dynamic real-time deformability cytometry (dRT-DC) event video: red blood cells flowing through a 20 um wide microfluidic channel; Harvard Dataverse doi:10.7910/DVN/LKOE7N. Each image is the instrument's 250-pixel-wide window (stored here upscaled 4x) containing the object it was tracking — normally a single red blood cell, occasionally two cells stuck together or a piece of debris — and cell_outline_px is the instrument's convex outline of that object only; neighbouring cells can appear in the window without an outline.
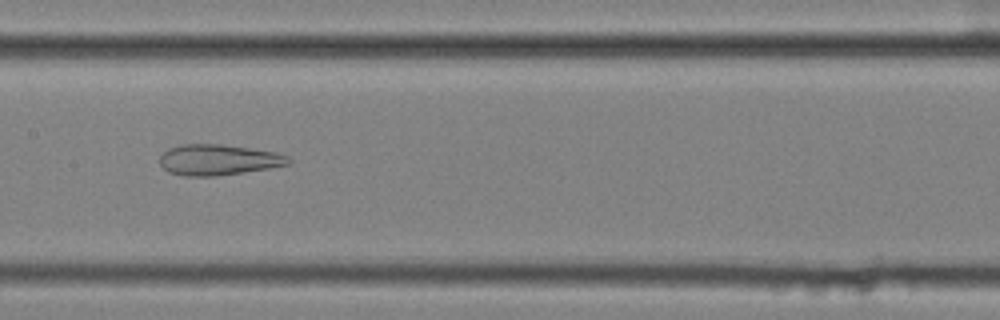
{"species": "common noctule bat (a hibernating species)", "species_latin": "Nyctalus noctula", "temperature_condition": "cold", "stored_images_in_passage": 56, "camera_frame_rate_fps": 3000, "um_per_image_px": 0.085, "animal": {"sex": "female", "body_mass_g": 25.1}, "frame": {"image": 1, "passage_image": 28, "time_ms": 9.0, "image_size_px": [1000, 320], "cell_outline_px": [[292, 160], [288, 164], [268, 168], [220, 176], [184, 176], [168, 172], [160, 164], [160, 156], [168, 148], [180, 144], [220, 144], [276, 152], [288, 156]], "centroid_in_image_um": [18.53, 13.58], "position_along_channel_um": 188.9, "area_um2": 23.06}}
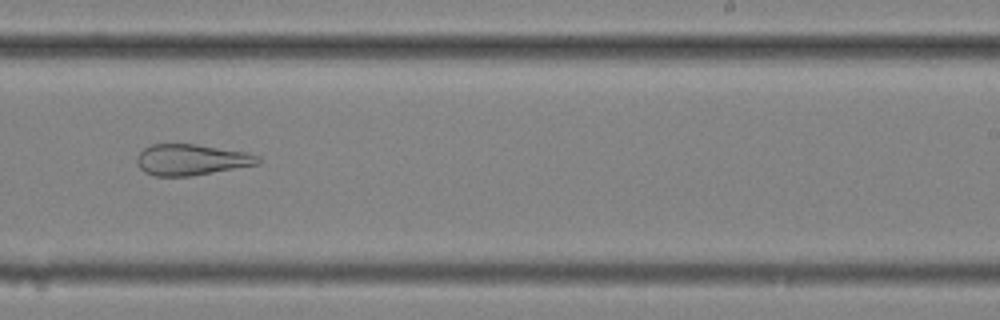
{"frame": {"image": 2, "passage_image": 35, "time_ms": 11.333, "image_size_px": [1000, 320], "cell_outline_px": [[260, 164], [192, 176], [152, 176], [144, 172], [136, 164], [136, 156], [144, 148], [152, 144], [196, 144], [244, 152], [260, 156]], "centroid_in_image_um": [16.23, 13.58], "position_along_channel_um": 272.8, "area_um2": 22.02}}
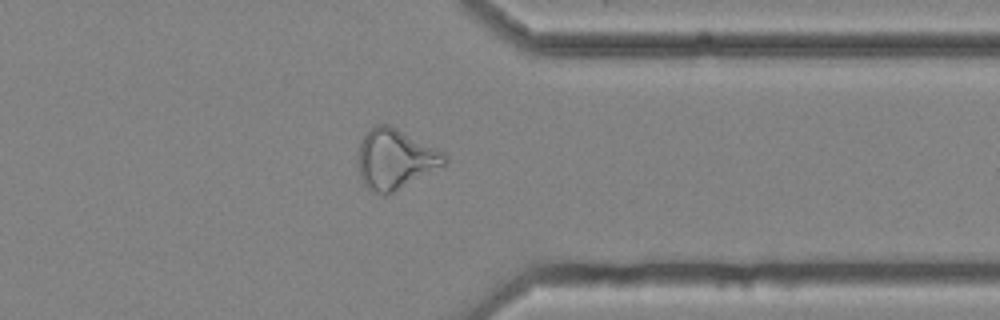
{"frame": {"image": 3, "passage_image": 44, "time_ms": 14.333, "image_size_px": [1000, 320], "cell_outline_px": [[448, 160], [444, 164], [392, 192], [384, 196], [368, 188], [364, 184], [360, 176], [356, 160], [360, 144], [364, 136], [376, 124], [388, 124], [448, 152]], "centroid_in_image_um": [33.6, 13.49], "position_along_channel_um": 377.8, "area_um2": 30.11}}